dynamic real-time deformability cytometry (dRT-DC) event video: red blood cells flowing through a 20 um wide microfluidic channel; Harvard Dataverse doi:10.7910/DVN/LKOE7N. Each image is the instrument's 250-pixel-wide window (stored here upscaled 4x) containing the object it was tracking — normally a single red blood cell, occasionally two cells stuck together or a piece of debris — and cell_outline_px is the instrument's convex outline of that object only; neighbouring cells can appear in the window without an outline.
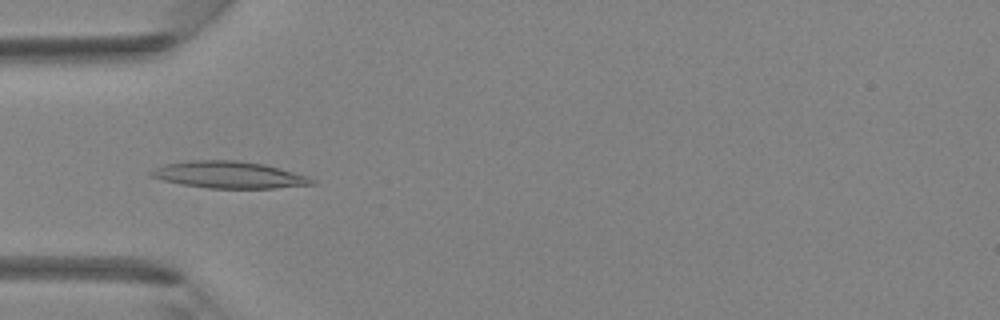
{"species": "Egyptian fruit bat (a non-hibernating species)", "species_latin": "Rousettus aegyptiacus", "temperature_condition": "room temperature", "stored_images_in_passage": 34, "camera_frame_rate_fps": 3000, "um_per_image_px": 0.085, "animal": {"sex": "female"}, "frame": {"image": 1, "passage_image": 6, "time_ms": 1.667, "image_size_px": [1000, 320], "cell_outline_px": [[316, 184], [276, 188], [208, 188], [180, 184], [164, 180], [152, 176], [148, 172], [164, 164], [192, 160], [236, 160], [264, 164], [308, 176], [316, 180]], "centroid_in_image_um": [19.49, 14.86], "position_along_channel_um": 65.5, "area_um2": 25.09}}
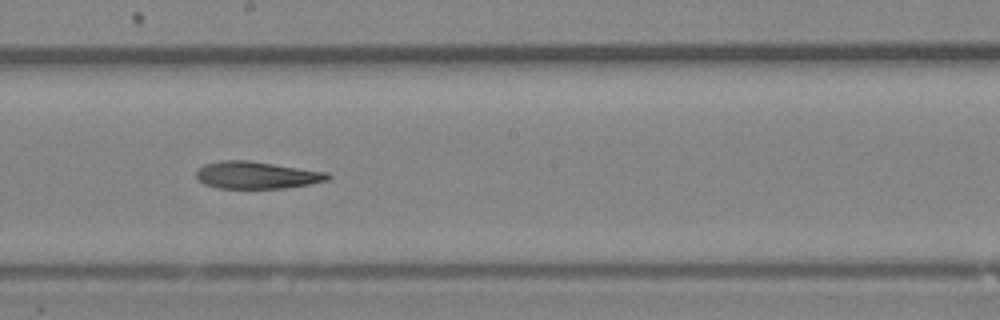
{"frame": {"image": 2, "passage_image": 16, "time_ms": 5.0, "image_size_px": [1000, 320], "cell_outline_px": [[332, 176], [328, 180], [308, 184], [284, 188], [216, 188], [204, 184], [196, 176], [196, 168], [204, 164], [220, 160], [248, 160], [328, 172]], "centroid_in_image_um": [21.79, 14.88], "position_along_channel_um": 226.4, "area_um2": 20.92}}
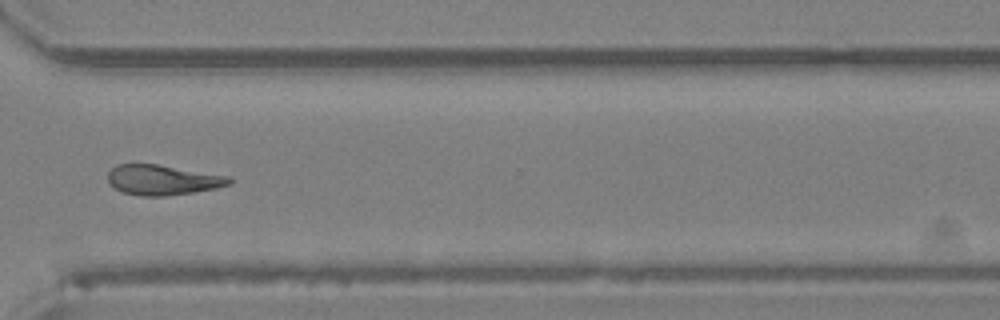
{"frame": {"image": 3, "passage_image": 24, "time_ms": 7.667, "image_size_px": [1000, 320], "cell_outline_px": [[236, 180], [232, 184], [216, 188], [192, 192], [164, 196], [140, 196], [124, 192], [116, 188], [108, 180], [108, 172], [116, 164], [156, 164], [232, 176]], "centroid_in_image_um": [13.9, 15.28], "position_along_channel_um": 356.7, "area_um2": 21.39}}